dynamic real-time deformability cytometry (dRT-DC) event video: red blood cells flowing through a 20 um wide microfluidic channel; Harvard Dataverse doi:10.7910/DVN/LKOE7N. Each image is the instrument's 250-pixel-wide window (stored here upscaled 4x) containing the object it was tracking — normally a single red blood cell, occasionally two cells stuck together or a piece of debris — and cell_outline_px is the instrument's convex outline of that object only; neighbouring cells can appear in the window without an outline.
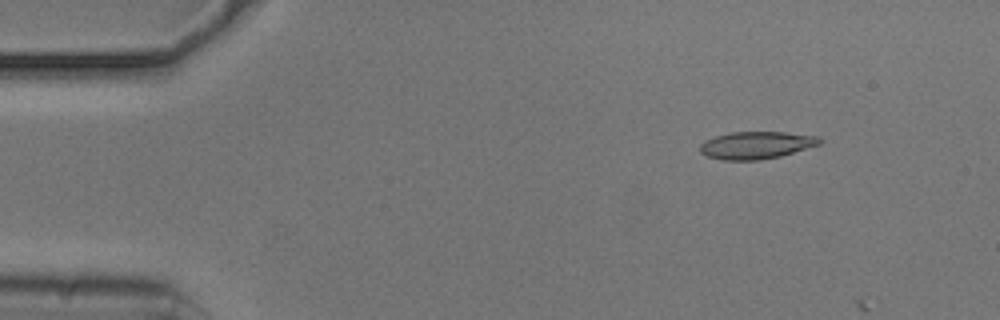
{"species": "common noctule bat (a hibernating species)", "species_latin": "Nyctalus noctula", "temperature_condition": "cold", "stored_images_in_passage": 2, "camera_frame_rate_fps": 3000, "um_per_image_px": 0.085, "animal": {"sex": "male", "body_mass_g": 20.5, "forearm_length_mm": 52.5}, "frame": {"image": 1, "passage_image": 1, "time_ms": 0.0, "image_size_px": [1000, 320], "cell_outline_px": [[824, 140], [820, 144], [780, 156], [760, 160], [724, 160], [708, 156], [700, 152], [700, 144], [704, 140], [716, 136], [732, 132], [784, 132], [820, 136]], "centroid_in_image_um": [64.3, 12.33], "position_along_channel_um": 20.7, "area_um2": 19.07}}